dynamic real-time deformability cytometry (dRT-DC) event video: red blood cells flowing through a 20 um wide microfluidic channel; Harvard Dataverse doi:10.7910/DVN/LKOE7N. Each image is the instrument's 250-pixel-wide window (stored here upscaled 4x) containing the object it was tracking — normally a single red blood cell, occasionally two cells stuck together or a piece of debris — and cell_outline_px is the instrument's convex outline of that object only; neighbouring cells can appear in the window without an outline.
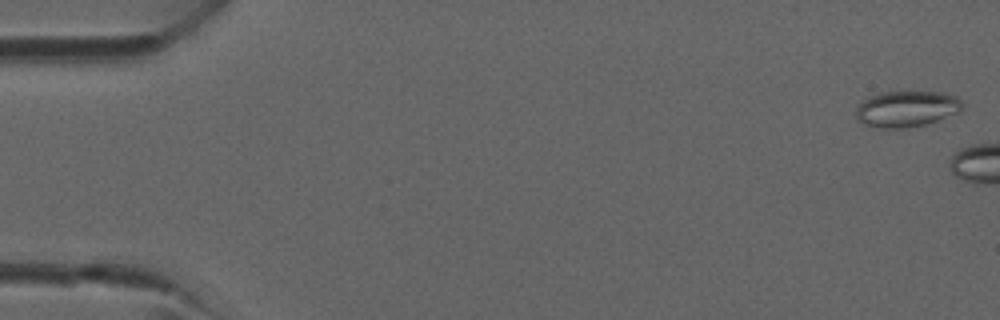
{"species": "common noctule bat (a hibernating species)", "species_latin": "Nyctalus noctula", "temperature_condition": "room temperature", "stored_images_in_passage": 5, "camera_frame_rate_fps": 3000, "um_per_image_px": 0.085, "animal": {"sex": "male", "forearm_length_mm": 52.5}, "frame": {"image": 1, "passage_image": 1, "time_ms": 0.0, "image_size_px": [1000, 320], "cell_outline_px": [[964, 104], [960, 112], [928, 124], [904, 128], [880, 128], [864, 124], [856, 120], [856, 108], [868, 96], [880, 92], [944, 92], [956, 96]], "centroid_in_image_um": [77.07, 9.26], "position_along_channel_um": 7.9, "area_um2": 22.6}}